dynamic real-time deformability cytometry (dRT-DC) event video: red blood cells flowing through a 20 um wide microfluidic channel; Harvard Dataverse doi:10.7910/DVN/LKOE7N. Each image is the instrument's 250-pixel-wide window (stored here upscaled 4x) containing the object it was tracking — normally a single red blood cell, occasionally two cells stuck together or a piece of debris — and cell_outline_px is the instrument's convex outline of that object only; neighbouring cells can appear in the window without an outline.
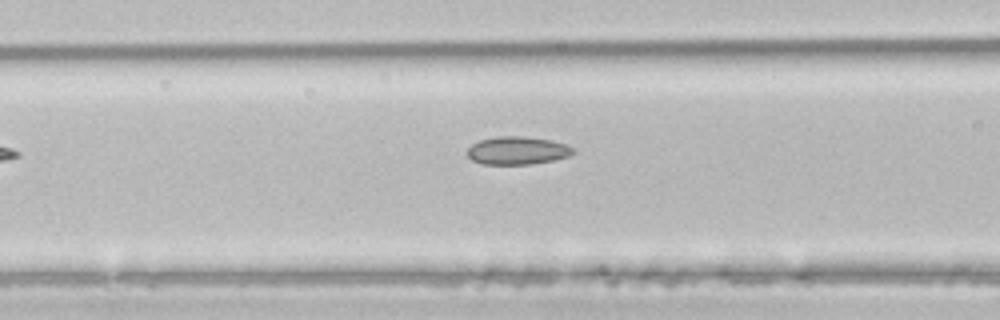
{"species": "common noctule bat (a hibernating species)", "species_latin": "Nyctalus noctula", "temperature_condition": "room temperature", "stored_images_in_passage": 5, "camera_frame_rate_fps": 3000, "um_per_image_px": 0.085, "animal": {"sex": "male", "body_mass_g": 21.5, "forearm_length_mm": 52.0}, "frame": {"image": 1, "passage_image": 5, "time_ms": 1.333, "image_size_px": [1000, 320], "cell_outline_px": [[576, 152], [568, 156], [552, 160], [532, 164], [480, 164], [472, 160], [468, 156], [468, 148], [472, 144], [480, 140], [496, 136], [524, 136], [552, 140], [564, 144], [572, 148]], "centroid_in_image_um": [43.96, 12.79], "position_along_channel_um": 122.6, "area_um2": 17.22}}